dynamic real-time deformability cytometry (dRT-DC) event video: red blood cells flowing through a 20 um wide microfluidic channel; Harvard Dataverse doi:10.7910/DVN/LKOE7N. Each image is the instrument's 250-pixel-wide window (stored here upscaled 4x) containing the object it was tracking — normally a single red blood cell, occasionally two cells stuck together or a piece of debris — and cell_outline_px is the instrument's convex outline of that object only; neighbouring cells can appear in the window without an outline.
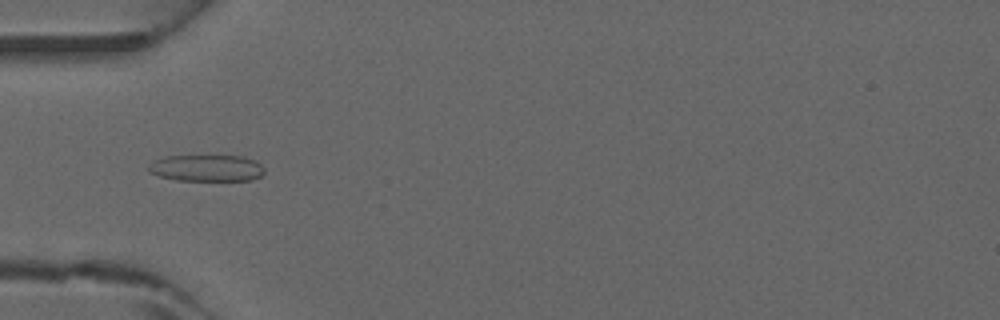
{"species": "common noctule bat (a hibernating species)", "species_latin": "Nyctalus noctula", "temperature_condition": "warm", "stored_images_in_passage": 45, "camera_frame_rate_fps": 3000, "um_per_image_px": 0.085, "animal": {"sex": "male", "forearm_length_mm": 52.5}, "frame": {"image": 1, "passage_image": 15, "time_ms": 4.667, "image_size_px": [1000, 320], "cell_outline_px": [[264, 172], [260, 176], [252, 180], [176, 180], [160, 176], [148, 172], [148, 164], [156, 160], [168, 156], [240, 156], [256, 160], [264, 168]], "centroid_in_image_um": [17.57, 14.29], "position_along_channel_um": 67.4, "area_um2": 17.86}}
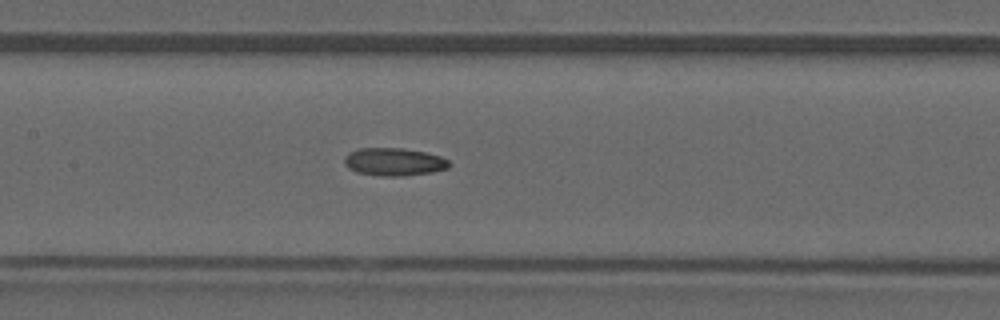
{"frame": {"image": 2, "passage_image": 22, "time_ms": 7.0, "image_size_px": [1000, 320], "cell_outline_px": [[452, 164], [448, 168], [432, 172], [400, 176], [380, 176], [356, 172], [348, 168], [344, 164], [344, 156], [348, 152], [360, 148], [400, 148], [424, 152], [440, 156], [448, 160]], "centroid_in_image_um": [33.46, 13.76], "position_along_channel_um": 173.9, "area_um2": 17.05}}
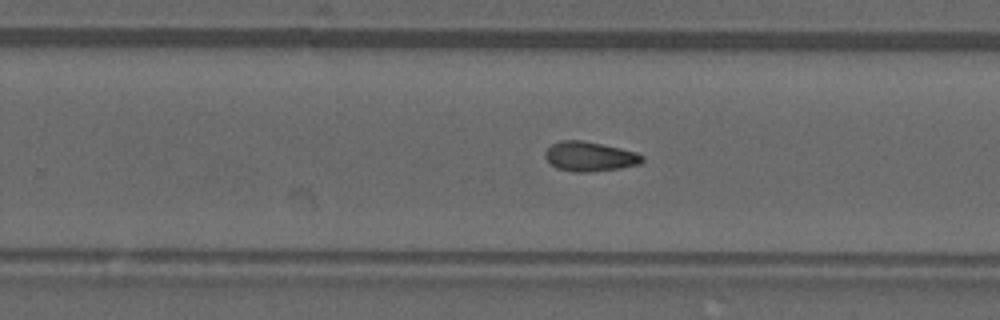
{"frame": {"image": 3, "passage_image": 29, "time_ms": 9.333, "image_size_px": [1000, 320], "cell_outline_px": [[644, 160], [640, 164], [620, 168], [592, 172], [572, 172], [556, 168], [544, 156], [544, 152], [552, 144], [560, 140], [580, 140], [620, 148], [636, 152], [644, 156]], "centroid_in_image_um": [50.13, 13.31], "position_along_channel_um": 279.7, "area_um2": 16.76}}